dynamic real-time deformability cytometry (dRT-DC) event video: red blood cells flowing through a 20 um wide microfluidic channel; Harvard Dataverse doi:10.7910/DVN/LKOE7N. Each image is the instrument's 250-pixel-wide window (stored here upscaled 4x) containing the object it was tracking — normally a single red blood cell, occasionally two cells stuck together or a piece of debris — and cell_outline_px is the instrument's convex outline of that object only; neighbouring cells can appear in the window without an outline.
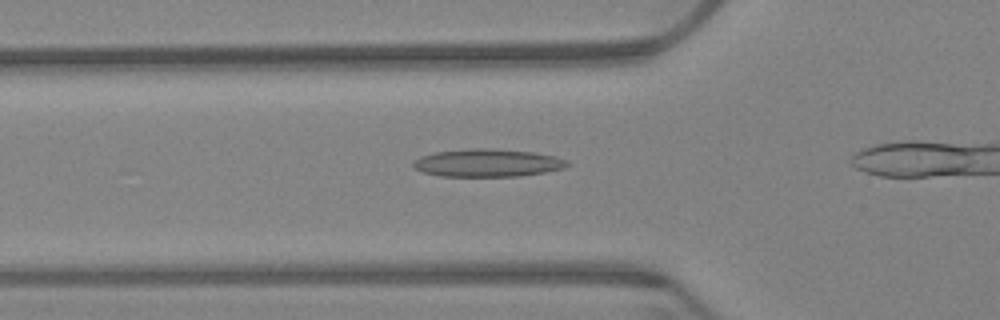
{"species": "Egyptian fruit bat (a non-hibernating species)", "species_latin": "Rousettus aegyptiacus", "temperature_condition": "warm", "stored_images_in_passage": 37, "camera_frame_rate_fps": 3000, "um_per_image_px": 0.085, "animal": {"sex": "female"}, "frame": {"image": 1, "passage_image": 10, "time_ms": 3.0, "image_size_px": [1000, 320], "cell_outline_px": [[568, 164], [564, 168], [544, 172], [520, 176], [440, 176], [420, 172], [412, 164], [420, 156], [432, 152], [472, 148], [480, 148], [532, 152], [556, 156], [568, 160]], "centroid_in_image_um": [41.41, 13.85], "position_along_channel_um": 84.4, "area_um2": 24.85}}
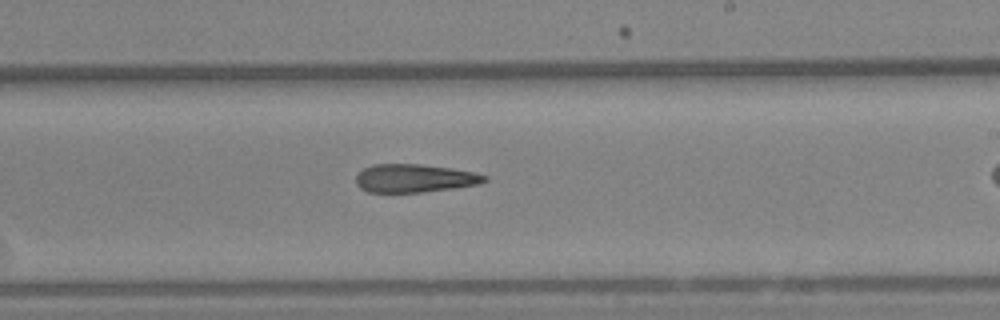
{"frame": {"image": 2, "passage_image": 25, "time_ms": 8.0, "image_size_px": [1000, 320], "cell_outline_px": [[488, 180], [480, 184], [456, 188], [420, 192], [368, 192], [360, 188], [356, 184], [356, 176], [364, 168], [372, 164], [420, 164], [452, 168], [476, 172], [488, 176]], "centroid_in_image_um": [35.27, 15.15], "position_along_channel_um": 253.7, "area_um2": 21.33}}
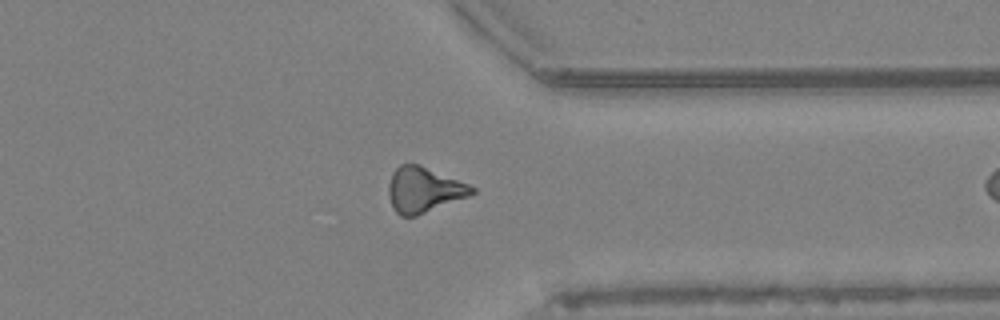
{"frame": {"image": 3, "passage_image": 36, "time_ms": 11.667, "image_size_px": [1000, 320], "cell_outline_px": [[476, 192], [468, 196], [416, 216], [400, 216], [396, 212], [388, 196], [388, 184], [392, 172], [400, 164], [420, 164], [468, 184], [476, 188]], "centroid_in_image_um": [36.0, 16.12], "position_along_channel_um": 375.4, "area_um2": 21.91}}